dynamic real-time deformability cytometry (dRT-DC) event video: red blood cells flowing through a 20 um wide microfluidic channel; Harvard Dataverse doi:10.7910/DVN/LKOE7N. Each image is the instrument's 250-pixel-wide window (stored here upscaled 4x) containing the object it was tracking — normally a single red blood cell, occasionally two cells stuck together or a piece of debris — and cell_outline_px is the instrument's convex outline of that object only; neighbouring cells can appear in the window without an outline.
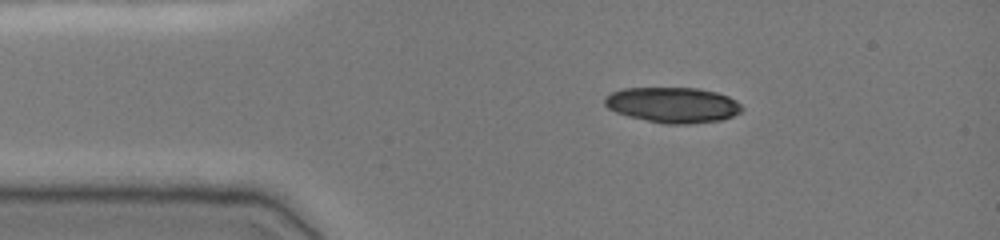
{"species": "common noctule bat (a hibernating species)", "species_latin": "Nyctalus noctula", "temperature_condition": "cold", "stored_images_in_passage": 41, "camera_frame_rate_fps": 3000, "um_per_image_px": 0.085, "animal": {"sex": "female", "body_mass_g": 19.0, "forearm_length_mm": 51.5}, "frame": {"image": 1, "passage_image": 1, "time_ms": 0.0, "image_size_px": [1000, 240], "cell_outline_px": [[744, 108], [740, 112], [732, 116], [720, 120], [692, 124], [664, 124], [628, 116], [616, 112], [608, 108], [604, 104], [604, 100], [612, 92], [624, 88], [696, 88], [716, 92], [728, 96], [736, 100]], "centroid_in_image_um": [57.2, 8.92], "position_along_channel_um": 27.8, "area_um2": 28.32}}
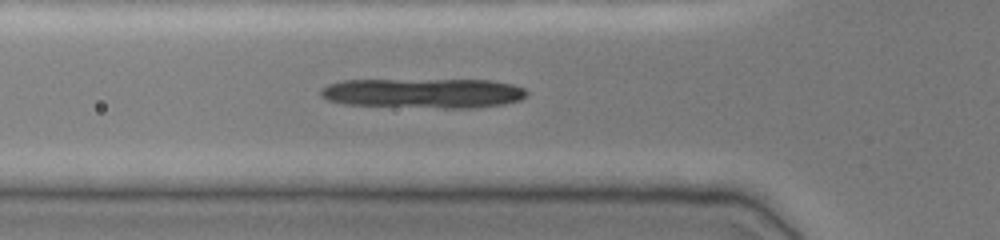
{"frame": {"image": 2, "passage_image": 9, "time_ms": 2.667, "image_size_px": [1000, 240], "cell_outline_px": [[528, 92], [520, 100], [504, 104], [476, 108], [444, 108], [344, 104], [328, 100], [320, 96], [320, 92], [328, 84], [340, 80], [492, 80], [512, 84], [524, 88]], "centroid_in_image_um": [36.01, 7.92], "position_along_channel_um": 89.8, "area_um2": 35.84}}